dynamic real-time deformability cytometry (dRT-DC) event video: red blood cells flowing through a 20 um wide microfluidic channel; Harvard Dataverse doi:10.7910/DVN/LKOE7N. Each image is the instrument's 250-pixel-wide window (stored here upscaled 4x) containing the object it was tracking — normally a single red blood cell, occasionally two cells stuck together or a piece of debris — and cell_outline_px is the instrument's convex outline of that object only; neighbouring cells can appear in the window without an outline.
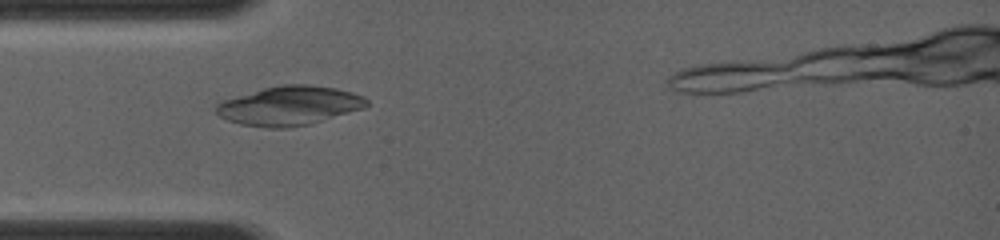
{"species": "common noctule bat (a hibernating species)", "species_latin": "Nyctalus noctula", "temperature_condition": "room temperature", "stored_images_in_passage": 7, "camera_frame_rate_fps": 4000, "um_per_image_px": 0.085, "animal": {"sex": "female", "body_mass_g": 19.0, "forearm_length_mm": 56.7}, "frame": {"image": 1, "passage_image": 5, "time_ms": 3.75, "image_size_px": [1000, 240], "cell_outline_px": [[368, 104], [364, 108], [308, 124], [288, 128], [268, 128], [240, 124], [228, 120], [220, 116], [216, 112], [216, 104], [224, 100], [264, 88], [284, 84], [308, 84], [336, 88], [352, 92], [364, 96], [368, 100]], "centroid_in_image_um": [24.61, 8.98], "position_along_channel_um": 60.4, "area_um2": 34.04}}
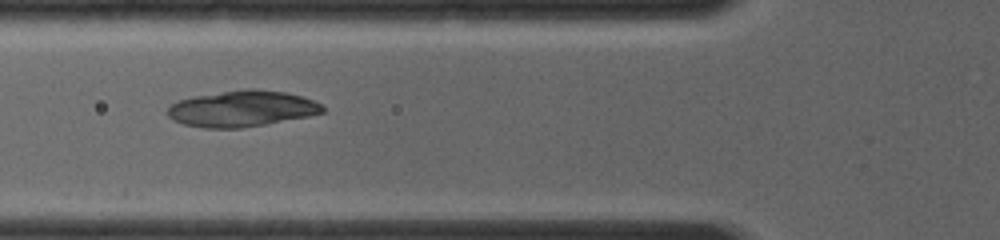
{"frame": {"image": 2, "passage_image": 6, "time_ms": 4.75, "image_size_px": [1000, 240], "cell_outline_px": [[324, 112], [308, 116], [244, 128], [204, 128], [184, 124], [172, 120], [164, 112], [172, 104], [180, 100], [192, 96], [248, 88], [252, 88], [284, 92], [300, 96], [312, 100], [320, 104], [324, 108]], "centroid_in_image_um": [20.52, 9.24], "position_along_channel_um": 105.3, "area_um2": 32.54}}
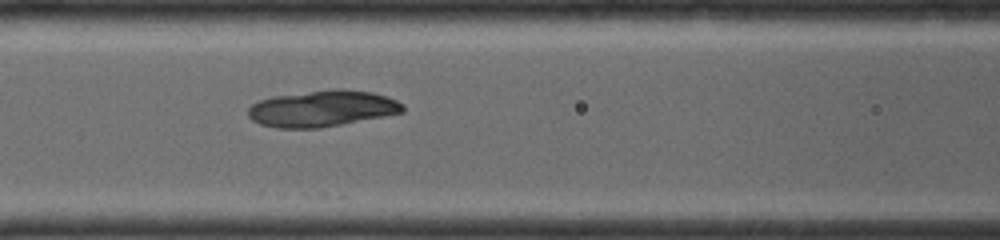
{"frame": {"image": 3, "passage_image": 7, "time_ms": 5.5, "image_size_px": [1000, 240], "cell_outline_px": [[404, 112], [384, 116], [320, 128], [276, 128], [260, 124], [252, 120], [248, 116], [248, 108], [252, 104], [260, 100], [272, 96], [332, 88], [344, 88], [372, 92], [396, 100], [404, 104]], "centroid_in_image_um": [27.37, 9.22], "position_along_channel_um": 139.2, "area_um2": 32.89}}